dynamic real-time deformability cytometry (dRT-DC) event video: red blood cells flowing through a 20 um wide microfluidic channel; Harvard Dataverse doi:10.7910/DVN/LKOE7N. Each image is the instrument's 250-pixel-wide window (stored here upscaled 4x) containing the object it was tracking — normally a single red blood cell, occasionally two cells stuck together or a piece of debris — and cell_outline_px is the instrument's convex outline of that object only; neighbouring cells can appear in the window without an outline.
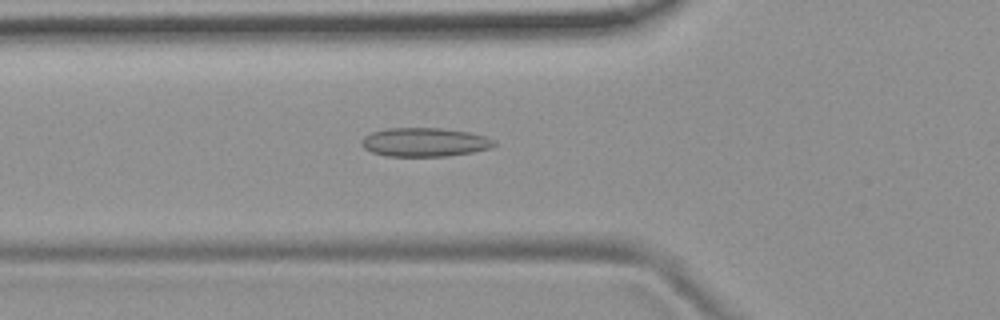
{"species": "common noctule bat (a hibernating species)", "species_latin": "Nyctalus noctula", "temperature_condition": "room temperature", "stored_images_in_passage": 40, "camera_frame_rate_fps": 3000, "um_per_image_px": 0.085, "animal": {"sex": "female", "body_mass_g": 19.9}, "frame": {"image": 1, "passage_image": 6, "time_ms": 1.667, "image_size_px": [1000, 320], "cell_outline_px": [[496, 144], [492, 148], [472, 152], [448, 156], [388, 156], [372, 152], [364, 148], [360, 144], [360, 140], [364, 136], [372, 132], [388, 128], [444, 128], [468, 132], [484, 136], [496, 140]], "centroid_in_image_um": [36.1, 12.08], "position_along_channel_um": 89.7, "area_um2": 22.37}}
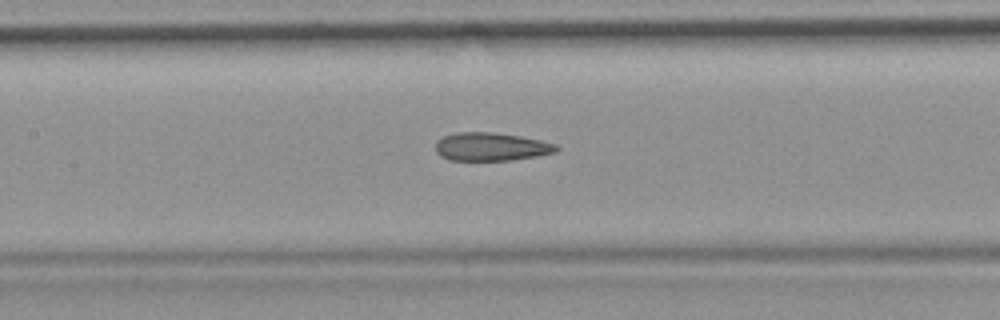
{"frame": {"image": 2, "passage_image": 12, "time_ms": 3.667, "image_size_px": [1000, 320], "cell_outline_px": [[560, 148], [556, 152], [536, 156], [512, 160], [448, 160], [440, 156], [436, 152], [436, 140], [444, 136], [456, 132], [492, 132], [520, 136], [540, 140], [556, 144]], "centroid_in_image_um": [41.73, 12.47], "position_along_channel_um": 165.7, "area_um2": 19.94}}
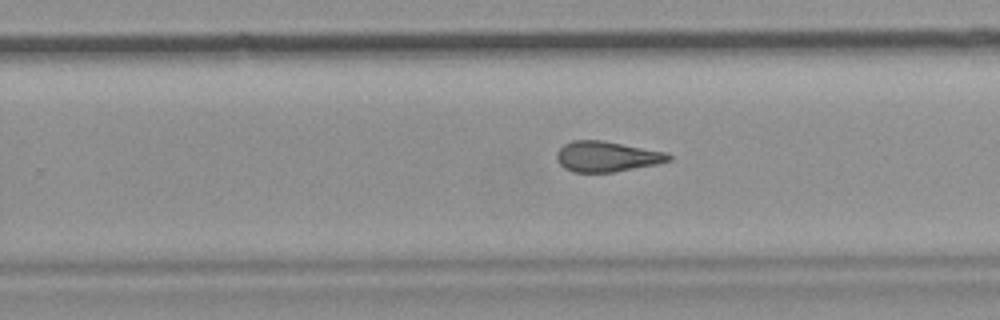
{"frame": {"image": 3, "passage_image": 21, "time_ms": 6.667, "image_size_px": [1000, 320], "cell_outline_px": [[672, 160], [656, 164], [612, 172], [572, 172], [564, 168], [560, 164], [556, 156], [556, 152], [564, 144], [572, 140], [604, 140], [668, 152], [672, 156]], "centroid_in_image_um": [51.59, 13.29], "position_along_channel_um": 278.2, "area_um2": 20.0}, "authors_computed_cell_mechanics": {"area_um2": 20.4612, "velocity_mm_per_s": 3.7737, "shape_relaxation_time_tau1_ms": null, "shape_relaxation_time_tau2_ms": 3.3279, "deformation_change_tau1": null, "deformation_change_tau2": 0.1218}}